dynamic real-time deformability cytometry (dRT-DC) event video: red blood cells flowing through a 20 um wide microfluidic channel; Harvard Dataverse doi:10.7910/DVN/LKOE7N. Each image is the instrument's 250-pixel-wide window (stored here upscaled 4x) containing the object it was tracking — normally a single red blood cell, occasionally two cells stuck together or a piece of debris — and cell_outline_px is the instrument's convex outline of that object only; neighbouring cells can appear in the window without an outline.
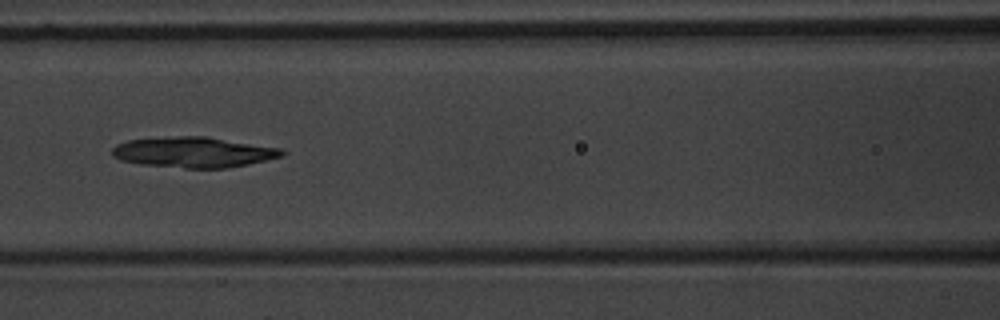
{"species": "common noctule bat (a hibernating species)", "species_latin": "Nyctalus noctula", "temperature_condition": "warm", "stored_images_in_passage": 7, "camera_frame_rate_fps": 3000, "um_per_image_px": 0.085, "animal": {"sex": "male", "body_mass_g": 20.1, "forearm_length_mm": 53.5}, "frame": {"image": 1, "passage_image": 6, "time_ms": 6.667, "image_size_px": [1000, 320], "cell_outline_px": [[288, 152], [284, 156], [248, 164], [228, 168], [184, 168], [140, 164], [120, 160], [112, 156], [112, 148], [116, 144], [128, 140], [176, 136], [204, 136], [284, 148]], "centroid_in_image_um": [16.5, 12.94], "position_along_channel_um": 150.1, "area_um2": 30.46}}
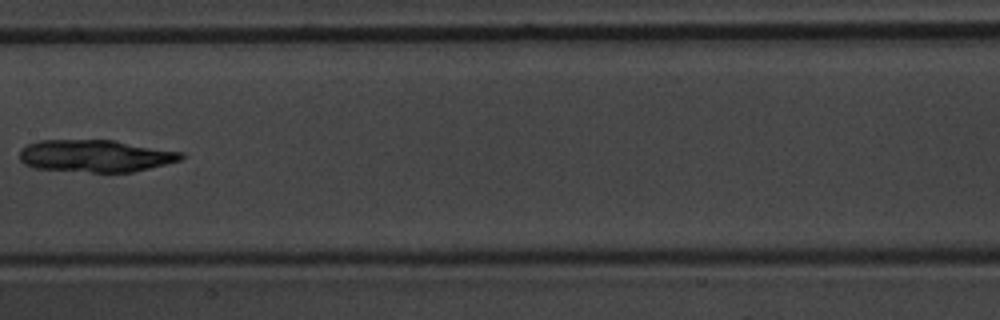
{"frame": {"image": 2, "passage_image": 7, "time_ms": 8.0, "image_size_px": [1000, 320], "cell_outline_px": [[184, 156], [180, 160], [132, 172], [92, 172], [32, 168], [24, 164], [20, 160], [20, 148], [28, 144], [40, 140], [116, 140], [184, 152]], "centroid_in_image_um": [8.1, 13.24], "position_along_channel_um": 199.3, "area_um2": 30.46}}